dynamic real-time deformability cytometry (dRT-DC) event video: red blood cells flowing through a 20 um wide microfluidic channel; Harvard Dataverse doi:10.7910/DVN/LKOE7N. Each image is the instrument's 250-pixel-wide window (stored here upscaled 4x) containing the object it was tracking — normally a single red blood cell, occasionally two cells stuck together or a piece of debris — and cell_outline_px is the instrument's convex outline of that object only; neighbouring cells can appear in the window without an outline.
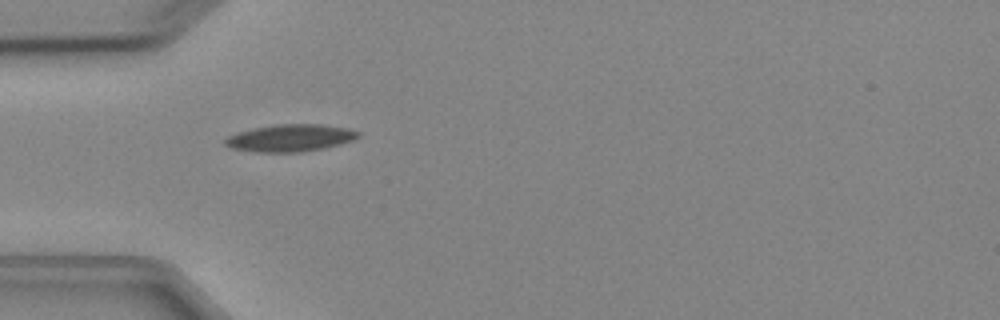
{"species": "Egyptian fruit bat (a non-hibernating species)", "species_latin": "Rousettus aegyptiacus", "temperature_condition": "cold", "stored_images_in_passage": 6, "camera_frame_rate_fps": 3000, "um_per_image_px": 0.085, "animal": {"sex": "female"}, "frame": {"image": 1, "passage_image": 5, "time_ms": 4.667, "image_size_px": [1000, 320], "cell_outline_px": [[360, 136], [352, 140], [340, 144], [324, 148], [300, 152], [252, 152], [232, 148], [224, 144], [224, 140], [228, 136], [236, 132], [252, 128], [276, 124], [324, 124], [348, 128], [360, 132]], "centroid_in_image_um": [24.66, 11.72], "position_along_channel_um": 60.3, "area_um2": 21.27}}